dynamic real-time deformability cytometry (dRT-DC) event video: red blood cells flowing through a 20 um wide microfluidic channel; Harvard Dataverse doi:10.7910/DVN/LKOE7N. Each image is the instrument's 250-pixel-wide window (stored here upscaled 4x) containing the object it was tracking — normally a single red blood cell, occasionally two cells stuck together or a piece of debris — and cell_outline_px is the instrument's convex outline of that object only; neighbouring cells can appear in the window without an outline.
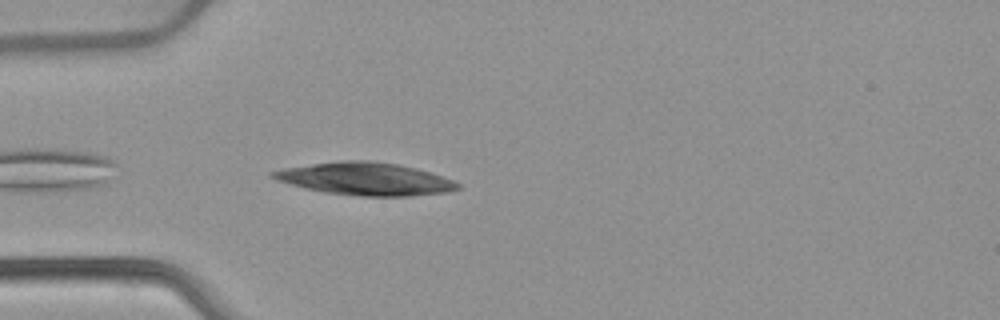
{"species": "common noctule bat (a hibernating species)", "species_latin": "Nyctalus noctula", "temperature_condition": "warm", "stored_images_in_passage": 10, "camera_frame_rate_fps": 3000, "um_per_image_px": 0.085, "animal": {"sex": "female", "body_mass_g": 22.7, "forearm_length_mm": 54.2}, "frame": {"image": 1, "passage_image": 2, "time_ms": 0.333, "image_size_px": [1000, 320], "cell_outline_px": [[460, 188], [448, 192], [412, 196], [360, 196], [324, 192], [304, 188], [276, 180], [268, 176], [268, 172], [284, 168], [340, 160], [368, 160], [396, 164], [416, 168], [432, 172], [452, 180], [460, 184]], "centroid_in_image_um": [31.03, 15.2], "position_along_channel_um": 54.0, "area_um2": 35.26}}
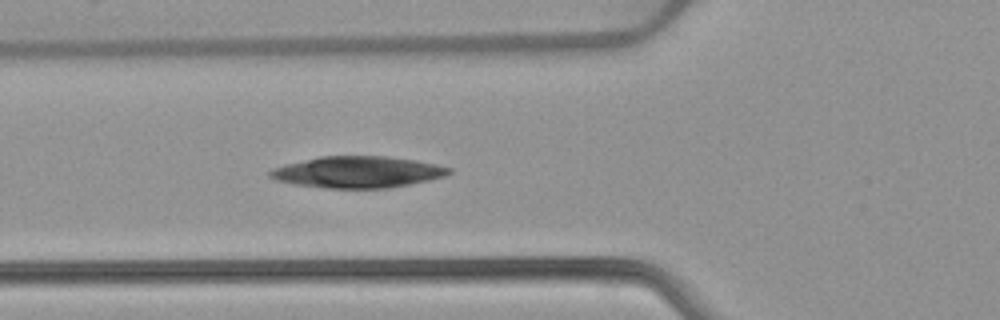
{"frame": {"image": 2, "passage_image": 6, "time_ms": 1.667, "image_size_px": [1000, 320], "cell_outline_px": [[452, 172], [444, 176], [428, 180], [388, 188], [328, 188], [296, 184], [276, 180], [268, 176], [268, 172], [272, 168], [284, 164], [320, 156], [388, 156], [416, 160], [436, 164], [452, 168]], "centroid_in_image_um": [30.39, 14.61], "position_along_channel_um": 95.4, "area_um2": 32.77}}